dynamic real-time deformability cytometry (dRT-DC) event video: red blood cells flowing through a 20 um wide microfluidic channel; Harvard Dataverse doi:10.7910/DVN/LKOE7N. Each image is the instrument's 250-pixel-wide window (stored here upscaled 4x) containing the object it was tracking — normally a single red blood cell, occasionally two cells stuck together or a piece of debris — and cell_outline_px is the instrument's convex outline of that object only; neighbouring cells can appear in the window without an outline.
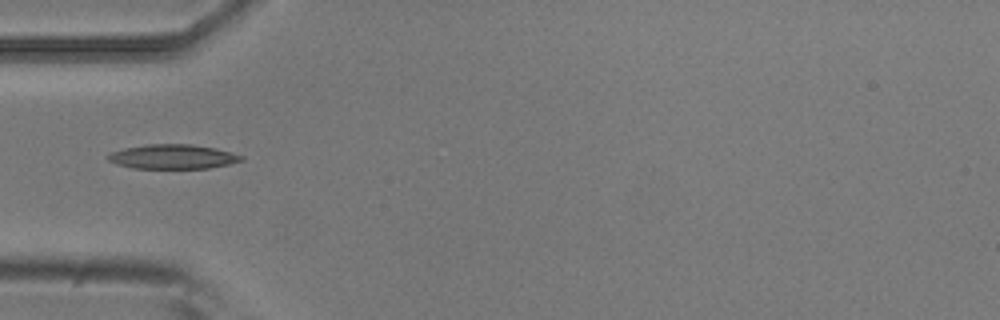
{"species": "common noctule bat (a hibernating species)", "species_latin": "Nyctalus noctula", "temperature_condition": "room temperature", "stored_images_in_passage": 5, "camera_frame_rate_fps": 3000, "um_per_image_px": 0.085, "animal": {"sex": "male", "body_mass_g": 20.5, "forearm_length_mm": 52.5}, "frame": {"image": 1, "passage_image": 4, "time_ms": 1.0, "image_size_px": [1000, 320], "cell_outline_px": [[244, 160], [228, 164], [208, 168], [132, 168], [116, 164], [108, 160], [108, 152], [124, 148], [148, 144], [192, 144], [216, 148], [244, 156]], "centroid_in_image_um": [14.67, 13.31], "position_along_channel_um": 70.3, "area_um2": 19.02}}
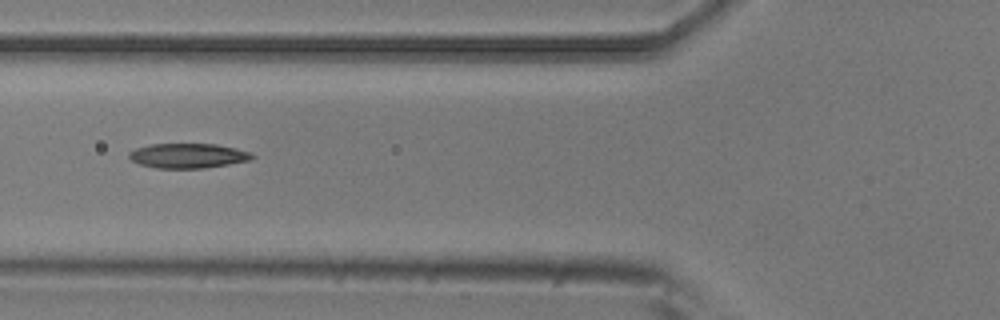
{"frame": {"image": 2, "passage_image": 5, "time_ms": 1.333, "image_size_px": [1000, 320], "cell_outline_px": [[256, 156], [248, 160], [228, 164], [204, 168], [156, 168], [140, 164], [132, 160], [128, 156], [128, 152], [136, 148], [152, 144], [216, 144], [236, 148], [252, 152]], "centroid_in_image_um": [15.98, 13.23], "position_along_channel_um": 109.8, "area_um2": 17.69}}